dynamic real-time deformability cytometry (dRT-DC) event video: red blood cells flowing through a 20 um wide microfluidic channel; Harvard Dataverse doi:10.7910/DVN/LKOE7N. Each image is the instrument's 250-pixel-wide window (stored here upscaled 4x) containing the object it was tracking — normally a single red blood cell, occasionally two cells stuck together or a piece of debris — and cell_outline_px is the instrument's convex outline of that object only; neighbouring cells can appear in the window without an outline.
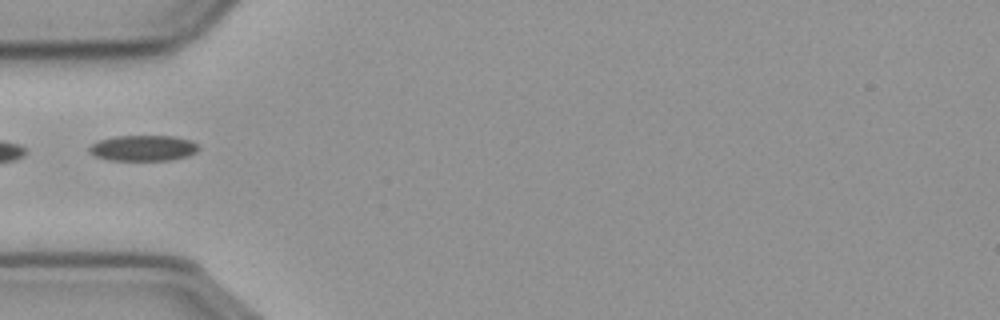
{"species": "common noctule bat (a hibernating species)", "species_latin": "Nyctalus noctula", "temperature_condition": "cold", "stored_images_in_passage": 38, "camera_frame_rate_fps": 3000, "um_per_image_px": 0.085, "animal": {"sex": "male", "body_mass_g": 23.1, "forearm_length_mm": 52.7}, "frame": {"image": 1, "passage_image": 1, "time_ms": 0.0, "image_size_px": [1000, 320], "cell_outline_px": [[200, 148], [196, 152], [188, 156], [172, 160], [108, 160], [92, 156], [88, 152], [88, 148], [92, 144], [100, 140], [116, 136], [172, 136], [192, 140]], "centroid_in_image_um": [12.16, 12.59], "position_along_channel_um": 72.8, "area_um2": 16.53}}